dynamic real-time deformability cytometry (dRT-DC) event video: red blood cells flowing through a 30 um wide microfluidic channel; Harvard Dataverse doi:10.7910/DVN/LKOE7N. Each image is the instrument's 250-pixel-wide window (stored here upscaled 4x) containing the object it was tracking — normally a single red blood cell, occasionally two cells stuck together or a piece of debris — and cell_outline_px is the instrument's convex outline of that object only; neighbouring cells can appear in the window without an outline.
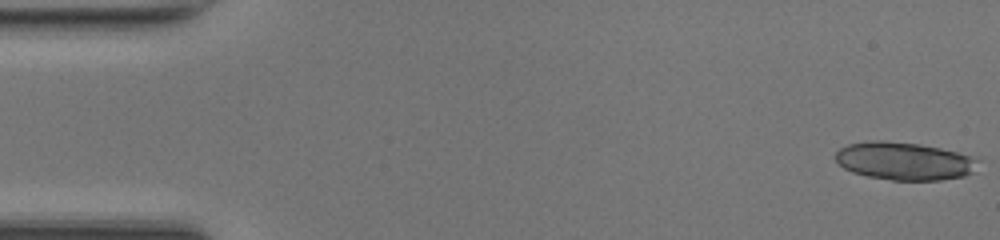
{"species": "common noctule bat (a hibernating species)", "species_latin": "Nyctalus noctula", "temperature_condition": "room temperature", "stored_images_in_passage": 34, "camera_frame_rate_fps": 3000, "um_per_image_px": 0.085, "animal": {"sex": "female", "body_mass_g": 17.0, "forearm_length_mm": 48.0}, "frame": {"image": 1, "passage_image": 1, "time_ms": 0.0, "image_size_px": [1000, 240], "cell_outline_px": [[980, 160], [972, 172], [964, 176], [940, 180], [892, 180], [868, 176], [852, 172], [844, 168], [836, 160], [836, 152], [840, 148], [848, 144], [872, 140], [884, 140], [920, 144], [940, 148], [972, 156]], "centroid_in_image_um": [76.86, 13.68], "position_along_channel_um": 8.1, "area_um2": 31.39}}
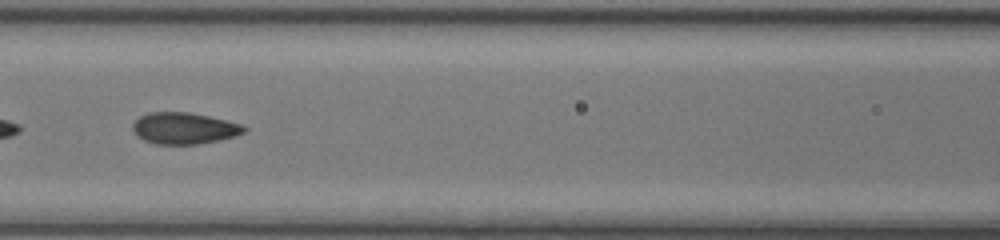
{"frame": {"image": 2, "passage_image": 22, "time_ms": 7.0, "image_size_px": [1000, 240], "cell_outline_px": [[248, 128], [244, 132], [232, 136], [216, 140], [196, 144], [152, 144], [136, 136], [132, 128], [132, 124], [140, 116], [148, 112], [188, 112], [208, 116], [240, 124]], "centroid_in_image_um": [15.58, 10.9], "position_along_channel_um": 151.0, "area_um2": 20.23}}
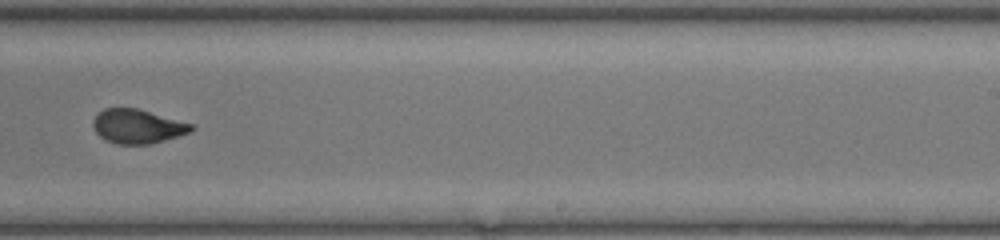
{"frame": {"image": 3, "passage_image": 31, "time_ms": 10.0, "image_size_px": [1000, 240], "cell_outline_px": [[196, 128], [192, 132], [152, 144], [116, 144], [104, 140], [96, 132], [92, 124], [92, 120], [104, 108], [136, 108], [196, 124]], "centroid_in_image_um": [11.74, 10.75], "position_along_channel_um": 277.3, "area_um2": 19.83}}